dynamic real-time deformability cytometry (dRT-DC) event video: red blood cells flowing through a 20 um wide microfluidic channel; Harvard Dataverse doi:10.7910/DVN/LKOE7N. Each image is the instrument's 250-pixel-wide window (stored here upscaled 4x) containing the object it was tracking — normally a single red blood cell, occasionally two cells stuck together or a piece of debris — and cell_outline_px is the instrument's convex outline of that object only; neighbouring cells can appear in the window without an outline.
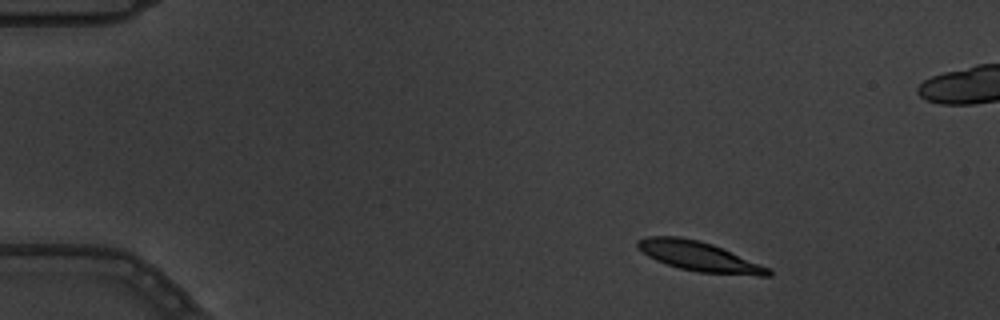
{"species": "common noctule bat (a hibernating species)", "species_latin": "Nyctalus noctula", "temperature_condition": "warm", "stored_images_in_passage": 4, "camera_frame_rate_fps": 3000, "um_per_image_px": 0.085, "animal": {"sex": "male", "body_mass_g": 19.5, "forearm_length_mm": 54.6}, "frame": {"image": 1, "passage_image": 1, "time_ms": 0.0, "image_size_px": [1000, 320], "cell_outline_px": [[772, 276], [760, 276], [700, 272], [680, 268], [656, 260], [648, 256], [636, 244], [636, 240], [648, 236], [680, 236], [700, 240], [712, 244], [772, 268]], "centroid_in_image_um": [59.48, 21.79], "position_along_channel_um": 25.5, "area_um2": 22.54}}